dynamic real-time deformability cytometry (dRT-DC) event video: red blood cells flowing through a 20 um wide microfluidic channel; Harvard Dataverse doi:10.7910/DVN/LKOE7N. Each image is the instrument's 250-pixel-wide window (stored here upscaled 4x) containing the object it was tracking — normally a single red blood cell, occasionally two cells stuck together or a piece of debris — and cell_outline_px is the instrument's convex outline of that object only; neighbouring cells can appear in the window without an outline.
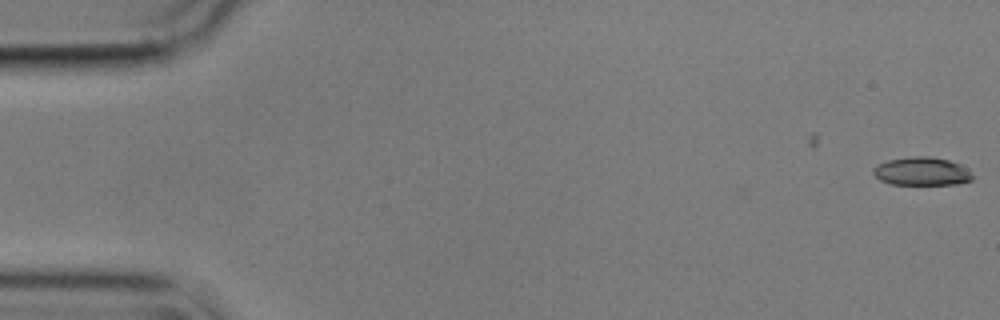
{"species": "common noctule bat (a hibernating species)", "species_latin": "Nyctalus noctula", "temperature_condition": "cold", "stored_images_in_passage": 2, "camera_frame_rate_fps": 3000, "um_per_image_px": 0.085, "animal": {"sex": "male", "body_mass_g": 17.9}, "frame": {"image": 1, "passage_image": 2, "time_ms": 0.333, "image_size_px": [1000, 320], "cell_outline_px": [[976, 176], [972, 180], [956, 184], [892, 184], [880, 180], [872, 172], [872, 168], [876, 164], [888, 160], [912, 156], [928, 156], [948, 160], [960, 164]], "centroid_in_image_um": [78.35, 14.56], "position_along_channel_um": 6.7, "area_um2": 16.42}}